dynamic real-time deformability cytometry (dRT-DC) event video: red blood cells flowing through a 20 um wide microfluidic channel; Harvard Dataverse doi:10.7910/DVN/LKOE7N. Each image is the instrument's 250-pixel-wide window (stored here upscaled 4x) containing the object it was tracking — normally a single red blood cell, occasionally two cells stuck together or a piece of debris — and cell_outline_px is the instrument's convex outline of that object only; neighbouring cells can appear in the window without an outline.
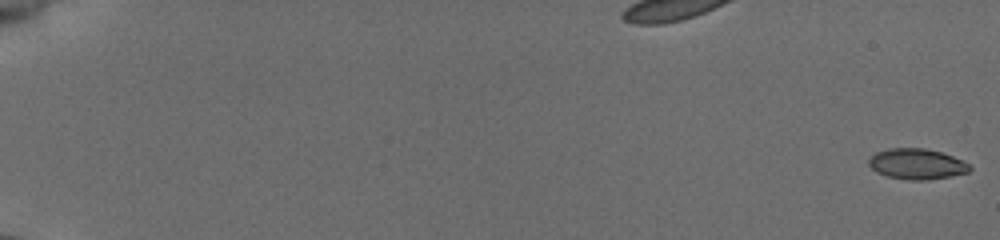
{"species": "common noctule bat (a hibernating species)", "species_latin": "Nyctalus noctula", "temperature_condition": "cold", "stored_images_in_passage": 38, "camera_frame_rate_fps": 3000, "um_per_image_px": 0.085, "animal": {"sex": "female", "body_mass_g": 19.5, "forearm_length_mm": 54.1}, "frame": {"image": 1, "passage_image": 1, "time_ms": 0.0, "image_size_px": [1000, 240], "cell_outline_px": [[972, 168], [968, 172], [948, 176], [924, 180], [912, 180], [888, 176], [876, 172], [868, 164], [868, 160], [876, 152], [888, 148], [924, 148], [940, 152], [964, 160]], "centroid_in_image_um": [77.92, 13.92], "position_along_channel_um": 7.1, "area_um2": 17.8}}
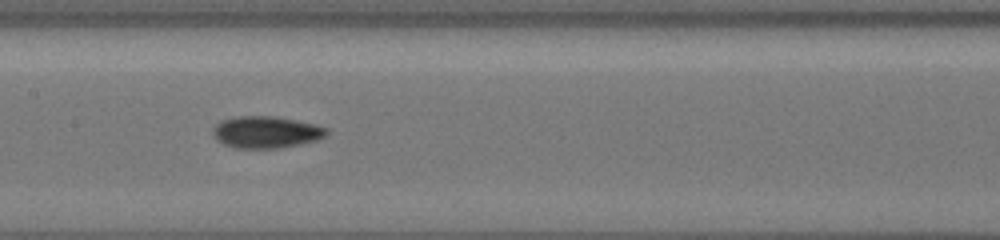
{"frame": {"image": 2, "passage_image": 26, "time_ms": 10.0, "image_size_px": [1000, 240], "cell_outline_px": [[328, 132], [324, 136], [316, 140], [300, 144], [280, 148], [236, 148], [224, 144], [212, 132], [212, 128], [216, 124], [224, 120], [236, 116], [272, 116], [296, 120], [316, 124], [324, 128]], "centroid_in_image_um": [22.62, 11.23], "position_along_channel_um": 184.8, "area_um2": 20.81}}
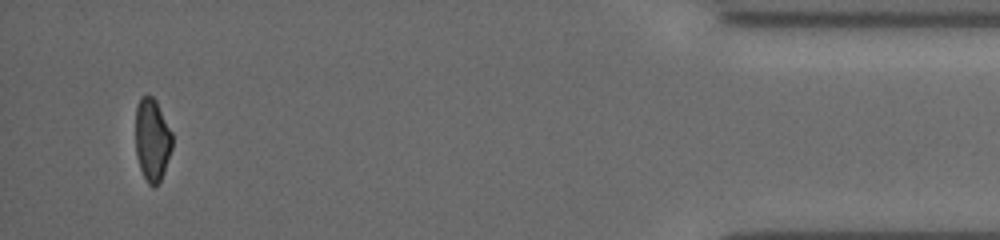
{"frame": {"image": 3, "passage_image": 38, "time_ms": 17.667, "image_size_px": [1000, 240], "cell_outline_px": [[172, 148], [160, 180], [152, 188], [148, 184], [140, 168], [136, 156], [136, 104], [140, 96], [148, 92], [156, 100], [172, 132]], "centroid_in_image_um": [12.92, 11.81], "position_along_channel_um": 422.3, "area_um2": 17.8}, "authors_computed_cell_mechanics": {"area_um2": 18.8717, "velocity_mm_per_s": 3.8819, "shape_relaxation_time_tau1_ms": 3.2303, "shape_relaxation_time_tau2_ms": 3.4795, "deformation_change_tau1": 0.1027, "deformation_change_tau2": 0.0796}}